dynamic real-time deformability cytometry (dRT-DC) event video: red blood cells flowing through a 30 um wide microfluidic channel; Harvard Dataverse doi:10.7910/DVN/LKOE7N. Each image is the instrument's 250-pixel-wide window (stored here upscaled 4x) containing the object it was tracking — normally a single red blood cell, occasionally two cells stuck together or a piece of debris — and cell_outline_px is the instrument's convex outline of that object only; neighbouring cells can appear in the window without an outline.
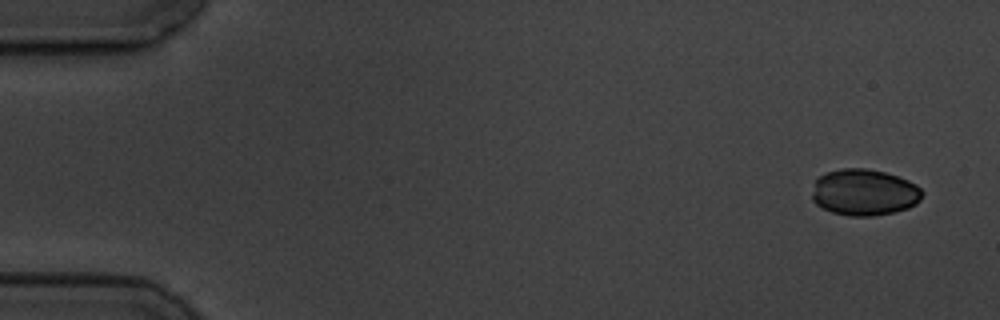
{"species": "common noctule bat (a hibernating species)", "species_latin": "Nyctalus noctula", "temperature_condition": "cold", "stored_images_in_passage": 5, "camera_frame_rate_fps": 3000, "um_per_image_px": 0.085, "animal": {"sex": "male", "body_mass_g": 19.5, "forearm_length_mm": 54.6}, "frame": {"image": 1, "passage_image": 1, "time_ms": 0.0, "image_size_px": [1000, 320], "cell_outline_px": [[924, 192], [920, 200], [916, 204], [908, 208], [892, 212], [872, 216], [848, 216], [832, 212], [816, 204], [812, 200], [812, 192], [816, 180], [820, 176], [828, 172], [840, 168], [868, 168], [884, 172], [908, 180], [916, 184]], "centroid_in_image_um": [73.47, 16.35], "position_along_channel_um": 11.5, "area_um2": 29.82}}